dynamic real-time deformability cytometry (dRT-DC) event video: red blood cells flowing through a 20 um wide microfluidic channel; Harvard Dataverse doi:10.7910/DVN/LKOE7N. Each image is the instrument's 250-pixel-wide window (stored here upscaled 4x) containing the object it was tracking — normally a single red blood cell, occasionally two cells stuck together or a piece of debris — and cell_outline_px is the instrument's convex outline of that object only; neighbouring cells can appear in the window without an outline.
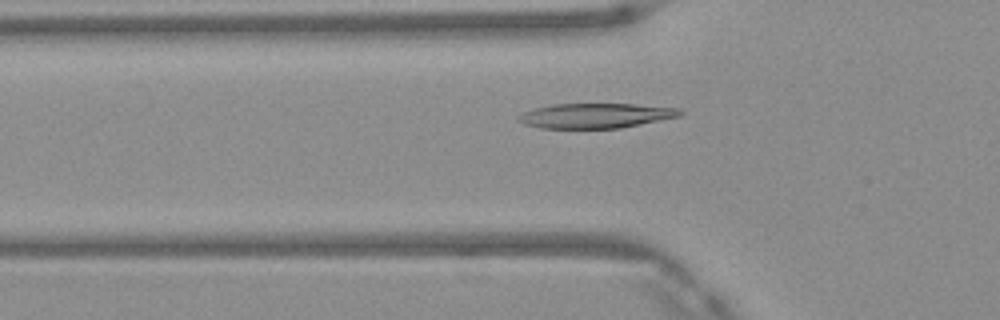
{"species": "Egyptian fruit bat (a non-hibernating species)", "species_latin": "Rousettus aegyptiacus", "temperature_condition": "warm", "stored_images_in_passage": 46, "camera_frame_rate_fps": 3000, "um_per_image_px": 0.085, "frame": {"image": 1, "passage_image": 13, "time_ms": 4.0, "image_size_px": [1000, 320], "cell_outline_px": [[684, 112], [680, 116], [620, 128], [540, 128], [524, 124], [516, 120], [516, 116], [532, 108], [552, 104], [636, 104], [680, 108]], "centroid_in_image_um": [50.6, 9.82], "position_along_channel_um": 75.2, "area_um2": 23.52}}
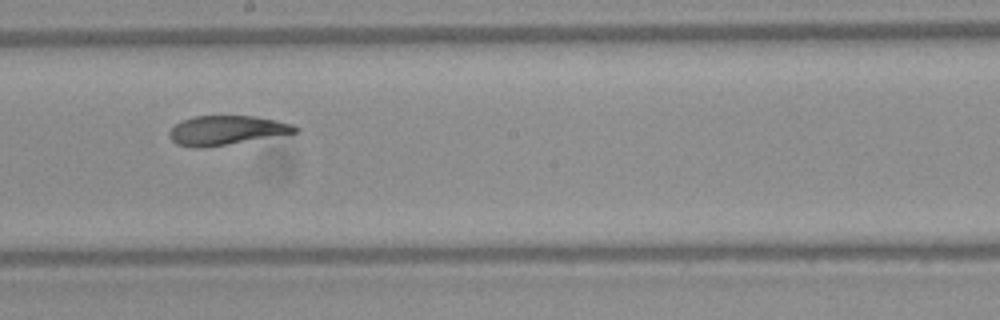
{"frame": {"image": 2, "passage_image": 24, "time_ms": 7.667, "image_size_px": [1000, 320], "cell_outline_px": [[300, 128], [296, 132], [204, 148], [192, 148], [176, 144], [168, 136], [168, 132], [176, 124], [184, 120], [196, 116], [256, 116], [276, 120], [292, 124]], "centroid_in_image_um": [19.21, 11.08], "position_along_channel_um": 229.0, "area_um2": 21.21}}
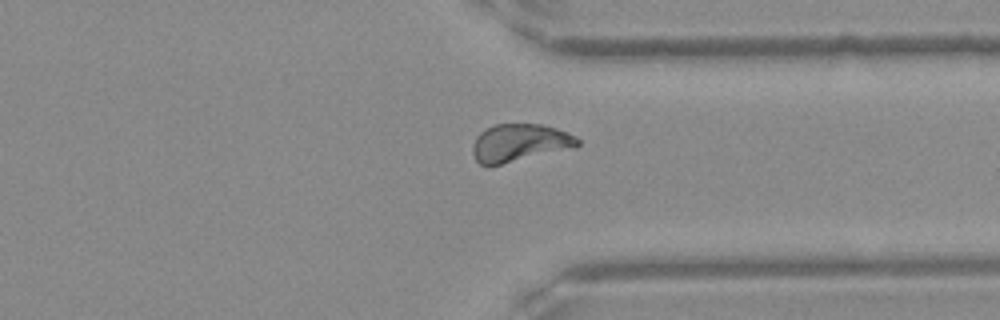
{"frame": {"image": 3, "passage_image": 34, "time_ms": 11.0, "image_size_px": [1000, 320], "cell_outline_px": [[580, 144], [576, 148], [488, 168], [480, 164], [476, 160], [472, 152], [472, 144], [476, 136], [480, 132], [496, 124], [544, 124], [556, 128], [576, 136], [580, 140]], "centroid_in_image_um": [44.17, 12.18], "position_along_channel_um": 367.2, "area_um2": 23.76}, "authors_computed_cell_mechanics": {"area_um2": 22.8599, "velocity_mm_per_s": 4.1674, "shape_relaxation_time_tau1_ms": 4.3127, "shape_relaxation_time_tau2_ms": 1.3523, "deformation_change_tau1": 0.1947, "deformation_change_tau2": 0.0682}}